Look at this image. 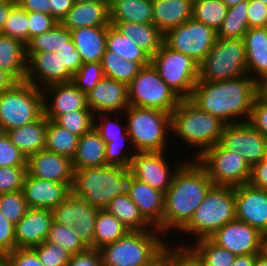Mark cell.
Listing matches in <instances>:
<instances>
[{
    "label": "cell",
    "mask_w": 267,
    "mask_h": 266,
    "mask_svg": "<svg viewBox=\"0 0 267 266\" xmlns=\"http://www.w3.org/2000/svg\"><path fill=\"white\" fill-rule=\"evenodd\" d=\"M213 186L206 169L196 159L187 158L165 192L162 234L180 233Z\"/></svg>",
    "instance_id": "cell-1"
},
{
    "label": "cell",
    "mask_w": 267,
    "mask_h": 266,
    "mask_svg": "<svg viewBox=\"0 0 267 266\" xmlns=\"http://www.w3.org/2000/svg\"><path fill=\"white\" fill-rule=\"evenodd\" d=\"M257 96V82L248 74L222 81H197L190 100L222 122H248Z\"/></svg>",
    "instance_id": "cell-2"
},
{
    "label": "cell",
    "mask_w": 267,
    "mask_h": 266,
    "mask_svg": "<svg viewBox=\"0 0 267 266\" xmlns=\"http://www.w3.org/2000/svg\"><path fill=\"white\" fill-rule=\"evenodd\" d=\"M226 124L218 117L202 111L190 99H181L171 114L173 137H178L196 150L192 159H198L220 140Z\"/></svg>",
    "instance_id": "cell-3"
},
{
    "label": "cell",
    "mask_w": 267,
    "mask_h": 266,
    "mask_svg": "<svg viewBox=\"0 0 267 266\" xmlns=\"http://www.w3.org/2000/svg\"><path fill=\"white\" fill-rule=\"evenodd\" d=\"M164 239L167 238L154 227L145 231H129L99 249L102 266H149L170 246V242Z\"/></svg>",
    "instance_id": "cell-4"
},
{
    "label": "cell",
    "mask_w": 267,
    "mask_h": 266,
    "mask_svg": "<svg viewBox=\"0 0 267 266\" xmlns=\"http://www.w3.org/2000/svg\"><path fill=\"white\" fill-rule=\"evenodd\" d=\"M130 170L116 165L73 171L71 193L91 206L104 209L117 196L127 190Z\"/></svg>",
    "instance_id": "cell-5"
},
{
    "label": "cell",
    "mask_w": 267,
    "mask_h": 266,
    "mask_svg": "<svg viewBox=\"0 0 267 266\" xmlns=\"http://www.w3.org/2000/svg\"><path fill=\"white\" fill-rule=\"evenodd\" d=\"M127 133L136 152H162L172 135L171 114L157 110L128 106L124 112ZM167 141V142H166Z\"/></svg>",
    "instance_id": "cell-6"
},
{
    "label": "cell",
    "mask_w": 267,
    "mask_h": 266,
    "mask_svg": "<svg viewBox=\"0 0 267 266\" xmlns=\"http://www.w3.org/2000/svg\"><path fill=\"white\" fill-rule=\"evenodd\" d=\"M235 219V187L214 185L190 222L180 232L182 235H192L191 238L194 240L209 238L226 223Z\"/></svg>",
    "instance_id": "cell-7"
},
{
    "label": "cell",
    "mask_w": 267,
    "mask_h": 266,
    "mask_svg": "<svg viewBox=\"0 0 267 266\" xmlns=\"http://www.w3.org/2000/svg\"><path fill=\"white\" fill-rule=\"evenodd\" d=\"M247 74L246 50L243 38H217L199 64L198 81H222Z\"/></svg>",
    "instance_id": "cell-8"
},
{
    "label": "cell",
    "mask_w": 267,
    "mask_h": 266,
    "mask_svg": "<svg viewBox=\"0 0 267 266\" xmlns=\"http://www.w3.org/2000/svg\"><path fill=\"white\" fill-rule=\"evenodd\" d=\"M44 114L42 89L26 81L0 93V124L4 132L22 127Z\"/></svg>",
    "instance_id": "cell-9"
},
{
    "label": "cell",
    "mask_w": 267,
    "mask_h": 266,
    "mask_svg": "<svg viewBox=\"0 0 267 266\" xmlns=\"http://www.w3.org/2000/svg\"><path fill=\"white\" fill-rule=\"evenodd\" d=\"M151 64L180 99H190L199 77V64L165 43L151 57Z\"/></svg>",
    "instance_id": "cell-10"
},
{
    "label": "cell",
    "mask_w": 267,
    "mask_h": 266,
    "mask_svg": "<svg viewBox=\"0 0 267 266\" xmlns=\"http://www.w3.org/2000/svg\"><path fill=\"white\" fill-rule=\"evenodd\" d=\"M130 106L157 109L172 114L181 100L149 64L127 85Z\"/></svg>",
    "instance_id": "cell-11"
},
{
    "label": "cell",
    "mask_w": 267,
    "mask_h": 266,
    "mask_svg": "<svg viewBox=\"0 0 267 266\" xmlns=\"http://www.w3.org/2000/svg\"><path fill=\"white\" fill-rule=\"evenodd\" d=\"M216 186L236 187L249 183L251 166L238 152L222 148L218 143L196 159Z\"/></svg>",
    "instance_id": "cell-12"
},
{
    "label": "cell",
    "mask_w": 267,
    "mask_h": 266,
    "mask_svg": "<svg viewBox=\"0 0 267 266\" xmlns=\"http://www.w3.org/2000/svg\"><path fill=\"white\" fill-rule=\"evenodd\" d=\"M217 40V31L193 18L168 30L164 43L200 64Z\"/></svg>",
    "instance_id": "cell-13"
},
{
    "label": "cell",
    "mask_w": 267,
    "mask_h": 266,
    "mask_svg": "<svg viewBox=\"0 0 267 266\" xmlns=\"http://www.w3.org/2000/svg\"><path fill=\"white\" fill-rule=\"evenodd\" d=\"M218 144L240 153L251 167L266 158L267 139L249 122L225 125Z\"/></svg>",
    "instance_id": "cell-14"
},
{
    "label": "cell",
    "mask_w": 267,
    "mask_h": 266,
    "mask_svg": "<svg viewBox=\"0 0 267 266\" xmlns=\"http://www.w3.org/2000/svg\"><path fill=\"white\" fill-rule=\"evenodd\" d=\"M165 152H136L129 167L133 178L164 194L170 187L175 172L185 162V160L179 161L176 167L172 168Z\"/></svg>",
    "instance_id": "cell-15"
},
{
    "label": "cell",
    "mask_w": 267,
    "mask_h": 266,
    "mask_svg": "<svg viewBox=\"0 0 267 266\" xmlns=\"http://www.w3.org/2000/svg\"><path fill=\"white\" fill-rule=\"evenodd\" d=\"M209 238L236 256L262 252L263 234L237 219L226 223Z\"/></svg>",
    "instance_id": "cell-16"
},
{
    "label": "cell",
    "mask_w": 267,
    "mask_h": 266,
    "mask_svg": "<svg viewBox=\"0 0 267 266\" xmlns=\"http://www.w3.org/2000/svg\"><path fill=\"white\" fill-rule=\"evenodd\" d=\"M27 74L25 81L39 89L52 84L71 82L73 75L62 68L59 52L26 53Z\"/></svg>",
    "instance_id": "cell-17"
},
{
    "label": "cell",
    "mask_w": 267,
    "mask_h": 266,
    "mask_svg": "<svg viewBox=\"0 0 267 266\" xmlns=\"http://www.w3.org/2000/svg\"><path fill=\"white\" fill-rule=\"evenodd\" d=\"M236 219L267 232V191L250 183L235 187Z\"/></svg>",
    "instance_id": "cell-18"
},
{
    "label": "cell",
    "mask_w": 267,
    "mask_h": 266,
    "mask_svg": "<svg viewBox=\"0 0 267 266\" xmlns=\"http://www.w3.org/2000/svg\"><path fill=\"white\" fill-rule=\"evenodd\" d=\"M42 92L44 115L48 119L75 110H90L86 94L72 82L49 85Z\"/></svg>",
    "instance_id": "cell-19"
},
{
    "label": "cell",
    "mask_w": 267,
    "mask_h": 266,
    "mask_svg": "<svg viewBox=\"0 0 267 266\" xmlns=\"http://www.w3.org/2000/svg\"><path fill=\"white\" fill-rule=\"evenodd\" d=\"M86 97L87 105L94 114L121 112L122 115L129 106L127 84L107 77L98 82Z\"/></svg>",
    "instance_id": "cell-20"
},
{
    "label": "cell",
    "mask_w": 267,
    "mask_h": 266,
    "mask_svg": "<svg viewBox=\"0 0 267 266\" xmlns=\"http://www.w3.org/2000/svg\"><path fill=\"white\" fill-rule=\"evenodd\" d=\"M27 174L41 180L57 183L73 182V166L69 157L47 150L29 156L26 161Z\"/></svg>",
    "instance_id": "cell-21"
},
{
    "label": "cell",
    "mask_w": 267,
    "mask_h": 266,
    "mask_svg": "<svg viewBox=\"0 0 267 266\" xmlns=\"http://www.w3.org/2000/svg\"><path fill=\"white\" fill-rule=\"evenodd\" d=\"M72 183L41 180L26 174L22 191L29 208L53 210L71 193Z\"/></svg>",
    "instance_id": "cell-22"
},
{
    "label": "cell",
    "mask_w": 267,
    "mask_h": 266,
    "mask_svg": "<svg viewBox=\"0 0 267 266\" xmlns=\"http://www.w3.org/2000/svg\"><path fill=\"white\" fill-rule=\"evenodd\" d=\"M126 193L137 205L143 218L162 233L165 194L131 175L127 182Z\"/></svg>",
    "instance_id": "cell-23"
},
{
    "label": "cell",
    "mask_w": 267,
    "mask_h": 266,
    "mask_svg": "<svg viewBox=\"0 0 267 266\" xmlns=\"http://www.w3.org/2000/svg\"><path fill=\"white\" fill-rule=\"evenodd\" d=\"M52 222V210L29 208L15 225L16 248H33L43 243Z\"/></svg>",
    "instance_id": "cell-24"
},
{
    "label": "cell",
    "mask_w": 267,
    "mask_h": 266,
    "mask_svg": "<svg viewBox=\"0 0 267 266\" xmlns=\"http://www.w3.org/2000/svg\"><path fill=\"white\" fill-rule=\"evenodd\" d=\"M60 23L69 31L83 27L110 26V5L107 2H75Z\"/></svg>",
    "instance_id": "cell-25"
},
{
    "label": "cell",
    "mask_w": 267,
    "mask_h": 266,
    "mask_svg": "<svg viewBox=\"0 0 267 266\" xmlns=\"http://www.w3.org/2000/svg\"><path fill=\"white\" fill-rule=\"evenodd\" d=\"M247 74L256 82L267 79V27L249 28L244 37Z\"/></svg>",
    "instance_id": "cell-26"
},
{
    "label": "cell",
    "mask_w": 267,
    "mask_h": 266,
    "mask_svg": "<svg viewBox=\"0 0 267 266\" xmlns=\"http://www.w3.org/2000/svg\"><path fill=\"white\" fill-rule=\"evenodd\" d=\"M193 0H152V23L165 34L192 18Z\"/></svg>",
    "instance_id": "cell-27"
},
{
    "label": "cell",
    "mask_w": 267,
    "mask_h": 266,
    "mask_svg": "<svg viewBox=\"0 0 267 266\" xmlns=\"http://www.w3.org/2000/svg\"><path fill=\"white\" fill-rule=\"evenodd\" d=\"M109 26L83 27L71 30V38L82 63L100 62L106 49Z\"/></svg>",
    "instance_id": "cell-28"
},
{
    "label": "cell",
    "mask_w": 267,
    "mask_h": 266,
    "mask_svg": "<svg viewBox=\"0 0 267 266\" xmlns=\"http://www.w3.org/2000/svg\"><path fill=\"white\" fill-rule=\"evenodd\" d=\"M48 121L49 119L43 114L36 121L6 133L11 142L28 158L45 149Z\"/></svg>",
    "instance_id": "cell-29"
},
{
    "label": "cell",
    "mask_w": 267,
    "mask_h": 266,
    "mask_svg": "<svg viewBox=\"0 0 267 266\" xmlns=\"http://www.w3.org/2000/svg\"><path fill=\"white\" fill-rule=\"evenodd\" d=\"M106 143L93 128L78 139V146L72 158L73 170L102 167L106 164Z\"/></svg>",
    "instance_id": "cell-30"
},
{
    "label": "cell",
    "mask_w": 267,
    "mask_h": 266,
    "mask_svg": "<svg viewBox=\"0 0 267 266\" xmlns=\"http://www.w3.org/2000/svg\"><path fill=\"white\" fill-rule=\"evenodd\" d=\"M111 25L129 37L151 57L164 43V34L153 23L111 22Z\"/></svg>",
    "instance_id": "cell-31"
},
{
    "label": "cell",
    "mask_w": 267,
    "mask_h": 266,
    "mask_svg": "<svg viewBox=\"0 0 267 266\" xmlns=\"http://www.w3.org/2000/svg\"><path fill=\"white\" fill-rule=\"evenodd\" d=\"M0 69L10 73L18 82L27 74L26 45L18 39L0 33Z\"/></svg>",
    "instance_id": "cell-32"
},
{
    "label": "cell",
    "mask_w": 267,
    "mask_h": 266,
    "mask_svg": "<svg viewBox=\"0 0 267 266\" xmlns=\"http://www.w3.org/2000/svg\"><path fill=\"white\" fill-rule=\"evenodd\" d=\"M178 248H186L202 266H231L236 255L228 249L222 248L210 238L191 240V244L179 243L173 245Z\"/></svg>",
    "instance_id": "cell-33"
},
{
    "label": "cell",
    "mask_w": 267,
    "mask_h": 266,
    "mask_svg": "<svg viewBox=\"0 0 267 266\" xmlns=\"http://www.w3.org/2000/svg\"><path fill=\"white\" fill-rule=\"evenodd\" d=\"M104 209L114 215L129 231H145L153 228L140 214L137 205L127 193L114 198Z\"/></svg>",
    "instance_id": "cell-34"
},
{
    "label": "cell",
    "mask_w": 267,
    "mask_h": 266,
    "mask_svg": "<svg viewBox=\"0 0 267 266\" xmlns=\"http://www.w3.org/2000/svg\"><path fill=\"white\" fill-rule=\"evenodd\" d=\"M110 20L152 23V0H117L110 5Z\"/></svg>",
    "instance_id": "cell-35"
},
{
    "label": "cell",
    "mask_w": 267,
    "mask_h": 266,
    "mask_svg": "<svg viewBox=\"0 0 267 266\" xmlns=\"http://www.w3.org/2000/svg\"><path fill=\"white\" fill-rule=\"evenodd\" d=\"M106 48L122 59L138 63L141 67L151 64V56L113 25L108 27Z\"/></svg>",
    "instance_id": "cell-36"
},
{
    "label": "cell",
    "mask_w": 267,
    "mask_h": 266,
    "mask_svg": "<svg viewBox=\"0 0 267 266\" xmlns=\"http://www.w3.org/2000/svg\"><path fill=\"white\" fill-rule=\"evenodd\" d=\"M128 232L129 229L114 215L108 213L105 209H99L95 222L94 248L101 249L103 246L125 236Z\"/></svg>",
    "instance_id": "cell-37"
},
{
    "label": "cell",
    "mask_w": 267,
    "mask_h": 266,
    "mask_svg": "<svg viewBox=\"0 0 267 266\" xmlns=\"http://www.w3.org/2000/svg\"><path fill=\"white\" fill-rule=\"evenodd\" d=\"M78 139L79 136L49 119L45 150L69 157L72 160L78 146Z\"/></svg>",
    "instance_id": "cell-38"
},
{
    "label": "cell",
    "mask_w": 267,
    "mask_h": 266,
    "mask_svg": "<svg viewBox=\"0 0 267 266\" xmlns=\"http://www.w3.org/2000/svg\"><path fill=\"white\" fill-rule=\"evenodd\" d=\"M72 40L70 31L61 23H57L48 32L34 36L26 44V53L57 52L58 49L68 46Z\"/></svg>",
    "instance_id": "cell-39"
},
{
    "label": "cell",
    "mask_w": 267,
    "mask_h": 266,
    "mask_svg": "<svg viewBox=\"0 0 267 266\" xmlns=\"http://www.w3.org/2000/svg\"><path fill=\"white\" fill-rule=\"evenodd\" d=\"M105 77L124 82L127 85L133 80L142 68L138 63L122 59L119 55L107 48L101 59Z\"/></svg>",
    "instance_id": "cell-40"
},
{
    "label": "cell",
    "mask_w": 267,
    "mask_h": 266,
    "mask_svg": "<svg viewBox=\"0 0 267 266\" xmlns=\"http://www.w3.org/2000/svg\"><path fill=\"white\" fill-rule=\"evenodd\" d=\"M248 0L228 8L227 15L217 31V38H243L249 29Z\"/></svg>",
    "instance_id": "cell-41"
},
{
    "label": "cell",
    "mask_w": 267,
    "mask_h": 266,
    "mask_svg": "<svg viewBox=\"0 0 267 266\" xmlns=\"http://www.w3.org/2000/svg\"><path fill=\"white\" fill-rule=\"evenodd\" d=\"M228 7L222 0H193L192 18L218 31L227 15Z\"/></svg>",
    "instance_id": "cell-42"
},
{
    "label": "cell",
    "mask_w": 267,
    "mask_h": 266,
    "mask_svg": "<svg viewBox=\"0 0 267 266\" xmlns=\"http://www.w3.org/2000/svg\"><path fill=\"white\" fill-rule=\"evenodd\" d=\"M98 208L91 206L88 202L78 197L77 224L73 227V232L87 246L94 248V230Z\"/></svg>",
    "instance_id": "cell-43"
},
{
    "label": "cell",
    "mask_w": 267,
    "mask_h": 266,
    "mask_svg": "<svg viewBox=\"0 0 267 266\" xmlns=\"http://www.w3.org/2000/svg\"><path fill=\"white\" fill-rule=\"evenodd\" d=\"M94 117L91 110H75L58 115L53 121L80 137L94 128Z\"/></svg>",
    "instance_id": "cell-44"
},
{
    "label": "cell",
    "mask_w": 267,
    "mask_h": 266,
    "mask_svg": "<svg viewBox=\"0 0 267 266\" xmlns=\"http://www.w3.org/2000/svg\"><path fill=\"white\" fill-rule=\"evenodd\" d=\"M45 241L54 245H60L71 254H77L88 248L77 234L73 232V227L59 225L55 222H52Z\"/></svg>",
    "instance_id": "cell-45"
},
{
    "label": "cell",
    "mask_w": 267,
    "mask_h": 266,
    "mask_svg": "<svg viewBox=\"0 0 267 266\" xmlns=\"http://www.w3.org/2000/svg\"><path fill=\"white\" fill-rule=\"evenodd\" d=\"M1 34L18 39L26 45L29 42L28 12L20 5L14 4L10 8Z\"/></svg>",
    "instance_id": "cell-46"
},
{
    "label": "cell",
    "mask_w": 267,
    "mask_h": 266,
    "mask_svg": "<svg viewBox=\"0 0 267 266\" xmlns=\"http://www.w3.org/2000/svg\"><path fill=\"white\" fill-rule=\"evenodd\" d=\"M114 115L115 113H113L112 116L110 113H97L94 117V129L100 134L106 144L112 141L123 140V136H129L127 133L126 120L124 123L125 125L122 126L119 121H117V119H119L117 113L115 120L110 119L113 118Z\"/></svg>",
    "instance_id": "cell-47"
},
{
    "label": "cell",
    "mask_w": 267,
    "mask_h": 266,
    "mask_svg": "<svg viewBox=\"0 0 267 266\" xmlns=\"http://www.w3.org/2000/svg\"><path fill=\"white\" fill-rule=\"evenodd\" d=\"M28 209L22 190L0 194V213L13 224L16 225Z\"/></svg>",
    "instance_id": "cell-48"
},
{
    "label": "cell",
    "mask_w": 267,
    "mask_h": 266,
    "mask_svg": "<svg viewBox=\"0 0 267 266\" xmlns=\"http://www.w3.org/2000/svg\"><path fill=\"white\" fill-rule=\"evenodd\" d=\"M105 77L101 62L84 63L73 75L71 82L85 94Z\"/></svg>",
    "instance_id": "cell-49"
},
{
    "label": "cell",
    "mask_w": 267,
    "mask_h": 266,
    "mask_svg": "<svg viewBox=\"0 0 267 266\" xmlns=\"http://www.w3.org/2000/svg\"><path fill=\"white\" fill-rule=\"evenodd\" d=\"M127 142L129 144L132 143L130 137L123 136V140L112 141L106 144V151H105L106 164L121 166L129 169L131 165V160L135 155L136 151L135 149L132 148L130 150L129 148H126L125 146ZM127 149L129 150V152Z\"/></svg>",
    "instance_id": "cell-50"
},
{
    "label": "cell",
    "mask_w": 267,
    "mask_h": 266,
    "mask_svg": "<svg viewBox=\"0 0 267 266\" xmlns=\"http://www.w3.org/2000/svg\"><path fill=\"white\" fill-rule=\"evenodd\" d=\"M44 266H67L71 258V253L60 245H54L44 241L33 247Z\"/></svg>",
    "instance_id": "cell-51"
},
{
    "label": "cell",
    "mask_w": 267,
    "mask_h": 266,
    "mask_svg": "<svg viewBox=\"0 0 267 266\" xmlns=\"http://www.w3.org/2000/svg\"><path fill=\"white\" fill-rule=\"evenodd\" d=\"M27 166L0 167V194L21 191Z\"/></svg>",
    "instance_id": "cell-52"
},
{
    "label": "cell",
    "mask_w": 267,
    "mask_h": 266,
    "mask_svg": "<svg viewBox=\"0 0 267 266\" xmlns=\"http://www.w3.org/2000/svg\"><path fill=\"white\" fill-rule=\"evenodd\" d=\"M53 222L72 227L77 224L78 197L70 193L67 198L52 210Z\"/></svg>",
    "instance_id": "cell-53"
},
{
    "label": "cell",
    "mask_w": 267,
    "mask_h": 266,
    "mask_svg": "<svg viewBox=\"0 0 267 266\" xmlns=\"http://www.w3.org/2000/svg\"><path fill=\"white\" fill-rule=\"evenodd\" d=\"M27 158L11 142L7 133L0 137V167L27 166Z\"/></svg>",
    "instance_id": "cell-54"
},
{
    "label": "cell",
    "mask_w": 267,
    "mask_h": 266,
    "mask_svg": "<svg viewBox=\"0 0 267 266\" xmlns=\"http://www.w3.org/2000/svg\"><path fill=\"white\" fill-rule=\"evenodd\" d=\"M57 23L51 15L39 12H28L29 40L34 36L51 30Z\"/></svg>",
    "instance_id": "cell-55"
},
{
    "label": "cell",
    "mask_w": 267,
    "mask_h": 266,
    "mask_svg": "<svg viewBox=\"0 0 267 266\" xmlns=\"http://www.w3.org/2000/svg\"><path fill=\"white\" fill-rule=\"evenodd\" d=\"M6 257L8 266H44L33 248H15Z\"/></svg>",
    "instance_id": "cell-56"
},
{
    "label": "cell",
    "mask_w": 267,
    "mask_h": 266,
    "mask_svg": "<svg viewBox=\"0 0 267 266\" xmlns=\"http://www.w3.org/2000/svg\"><path fill=\"white\" fill-rule=\"evenodd\" d=\"M165 266H202L186 249L170 246L165 255Z\"/></svg>",
    "instance_id": "cell-57"
},
{
    "label": "cell",
    "mask_w": 267,
    "mask_h": 266,
    "mask_svg": "<svg viewBox=\"0 0 267 266\" xmlns=\"http://www.w3.org/2000/svg\"><path fill=\"white\" fill-rule=\"evenodd\" d=\"M15 248V224L0 213V253L7 254Z\"/></svg>",
    "instance_id": "cell-58"
},
{
    "label": "cell",
    "mask_w": 267,
    "mask_h": 266,
    "mask_svg": "<svg viewBox=\"0 0 267 266\" xmlns=\"http://www.w3.org/2000/svg\"><path fill=\"white\" fill-rule=\"evenodd\" d=\"M248 122L267 139V105L256 96Z\"/></svg>",
    "instance_id": "cell-59"
},
{
    "label": "cell",
    "mask_w": 267,
    "mask_h": 266,
    "mask_svg": "<svg viewBox=\"0 0 267 266\" xmlns=\"http://www.w3.org/2000/svg\"><path fill=\"white\" fill-rule=\"evenodd\" d=\"M57 52L61 54L62 68H66L72 75L83 65L80 53L72 40L68 42V46L58 49Z\"/></svg>",
    "instance_id": "cell-60"
},
{
    "label": "cell",
    "mask_w": 267,
    "mask_h": 266,
    "mask_svg": "<svg viewBox=\"0 0 267 266\" xmlns=\"http://www.w3.org/2000/svg\"><path fill=\"white\" fill-rule=\"evenodd\" d=\"M67 266H102L99 249L88 247L86 250L72 254Z\"/></svg>",
    "instance_id": "cell-61"
},
{
    "label": "cell",
    "mask_w": 267,
    "mask_h": 266,
    "mask_svg": "<svg viewBox=\"0 0 267 266\" xmlns=\"http://www.w3.org/2000/svg\"><path fill=\"white\" fill-rule=\"evenodd\" d=\"M247 17L249 28L266 27L267 5L256 0H248Z\"/></svg>",
    "instance_id": "cell-62"
},
{
    "label": "cell",
    "mask_w": 267,
    "mask_h": 266,
    "mask_svg": "<svg viewBox=\"0 0 267 266\" xmlns=\"http://www.w3.org/2000/svg\"><path fill=\"white\" fill-rule=\"evenodd\" d=\"M249 183L255 187L267 191V159L264 158L251 168V177Z\"/></svg>",
    "instance_id": "cell-63"
},
{
    "label": "cell",
    "mask_w": 267,
    "mask_h": 266,
    "mask_svg": "<svg viewBox=\"0 0 267 266\" xmlns=\"http://www.w3.org/2000/svg\"><path fill=\"white\" fill-rule=\"evenodd\" d=\"M74 3V0H49L50 15L60 23Z\"/></svg>",
    "instance_id": "cell-64"
},
{
    "label": "cell",
    "mask_w": 267,
    "mask_h": 266,
    "mask_svg": "<svg viewBox=\"0 0 267 266\" xmlns=\"http://www.w3.org/2000/svg\"><path fill=\"white\" fill-rule=\"evenodd\" d=\"M19 5L27 12L50 15L49 0H23Z\"/></svg>",
    "instance_id": "cell-65"
},
{
    "label": "cell",
    "mask_w": 267,
    "mask_h": 266,
    "mask_svg": "<svg viewBox=\"0 0 267 266\" xmlns=\"http://www.w3.org/2000/svg\"><path fill=\"white\" fill-rule=\"evenodd\" d=\"M18 81L7 71L0 69V93L12 88Z\"/></svg>",
    "instance_id": "cell-66"
},
{
    "label": "cell",
    "mask_w": 267,
    "mask_h": 266,
    "mask_svg": "<svg viewBox=\"0 0 267 266\" xmlns=\"http://www.w3.org/2000/svg\"><path fill=\"white\" fill-rule=\"evenodd\" d=\"M257 255L258 254H248L236 256L231 266H254Z\"/></svg>",
    "instance_id": "cell-67"
},
{
    "label": "cell",
    "mask_w": 267,
    "mask_h": 266,
    "mask_svg": "<svg viewBox=\"0 0 267 266\" xmlns=\"http://www.w3.org/2000/svg\"><path fill=\"white\" fill-rule=\"evenodd\" d=\"M14 4L9 3L8 1H5L3 3H0V33L3 30L5 21L8 18V15L10 13V8L13 6Z\"/></svg>",
    "instance_id": "cell-68"
},
{
    "label": "cell",
    "mask_w": 267,
    "mask_h": 266,
    "mask_svg": "<svg viewBox=\"0 0 267 266\" xmlns=\"http://www.w3.org/2000/svg\"><path fill=\"white\" fill-rule=\"evenodd\" d=\"M257 96L267 105V79L257 82Z\"/></svg>",
    "instance_id": "cell-69"
},
{
    "label": "cell",
    "mask_w": 267,
    "mask_h": 266,
    "mask_svg": "<svg viewBox=\"0 0 267 266\" xmlns=\"http://www.w3.org/2000/svg\"><path fill=\"white\" fill-rule=\"evenodd\" d=\"M254 266H267V255L259 253L255 258Z\"/></svg>",
    "instance_id": "cell-70"
},
{
    "label": "cell",
    "mask_w": 267,
    "mask_h": 266,
    "mask_svg": "<svg viewBox=\"0 0 267 266\" xmlns=\"http://www.w3.org/2000/svg\"><path fill=\"white\" fill-rule=\"evenodd\" d=\"M167 254V250L151 265L149 266H165V255Z\"/></svg>",
    "instance_id": "cell-71"
},
{
    "label": "cell",
    "mask_w": 267,
    "mask_h": 266,
    "mask_svg": "<svg viewBox=\"0 0 267 266\" xmlns=\"http://www.w3.org/2000/svg\"><path fill=\"white\" fill-rule=\"evenodd\" d=\"M222 1L226 4L228 8H230L245 0H222Z\"/></svg>",
    "instance_id": "cell-72"
},
{
    "label": "cell",
    "mask_w": 267,
    "mask_h": 266,
    "mask_svg": "<svg viewBox=\"0 0 267 266\" xmlns=\"http://www.w3.org/2000/svg\"><path fill=\"white\" fill-rule=\"evenodd\" d=\"M262 252L267 255V232L263 233Z\"/></svg>",
    "instance_id": "cell-73"
},
{
    "label": "cell",
    "mask_w": 267,
    "mask_h": 266,
    "mask_svg": "<svg viewBox=\"0 0 267 266\" xmlns=\"http://www.w3.org/2000/svg\"><path fill=\"white\" fill-rule=\"evenodd\" d=\"M0 266H8L6 254L0 253Z\"/></svg>",
    "instance_id": "cell-74"
},
{
    "label": "cell",
    "mask_w": 267,
    "mask_h": 266,
    "mask_svg": "<svg viewBox=\"0 0 267 266\" xmlns=\"http://www.w3.org/2000/svg\"><path fill=\"white\" fill-rule=\"evenodd\" d=\"M74 2L91 3V2H106V0H74Z\"/></svg>",
    "instance_id": "cell-75"
},
{
    "label": "cell",
    "mask_w": 267,
    "mask_h": 266,
    "mask_svg": "<svg viewBox=\"0 0 267 266\" xmlns=\"http://www.w3.org/2000/svg\"><path fill=\"white\" fill-rule=\"evenodd\" d=\"M9 3L19 5L23 0H7Z\"/></svg>",
    "instance_id": "cell-76"
},
{
    "label": "cell",
    "mask_w": 267,
    "mask_h": 266,
    "mask_svg": "<svg viewBox=\"0 0 267 266\" xmlns=\"http://www.w3.org/2000/svg\"><path fill=\"white\" fill-rule=\"evenodd\" d=\"M4 130H3V128H2V125L0 124V137L2 136V135H4Z\"/></svg>",
    "instance_id": "cell-77"
},
{
    "label": "cell",
    "mask_w": 267,
    "mask_h": 266,
    "mask_svg": "<svg viewBox=\"0 0 267 266\" xmlns=\"http://www.w3.org/2000/svg\"><path fill=\"white\" fill-rule=\"evenodd\" d=\"M115 1H117V0H106V2L109 4V5H111L113 2H115Z\"/></svg>",
    "instance_id": "cell-78"
},
{
    "label": "cell",
    "mask_w": 267,
    "mask_h": 266,
    "mask_svg": "<svg viewBox=\"0 0 267 266\" xmlns=\"http://www.w3.org/2000/svg\"><path fill=\"white\" fill-rule=\"evenodd\" d=\"M267 5V0H256Z\"/></svg>",
    "instance_id": "cell-79"
}]
</instances>
